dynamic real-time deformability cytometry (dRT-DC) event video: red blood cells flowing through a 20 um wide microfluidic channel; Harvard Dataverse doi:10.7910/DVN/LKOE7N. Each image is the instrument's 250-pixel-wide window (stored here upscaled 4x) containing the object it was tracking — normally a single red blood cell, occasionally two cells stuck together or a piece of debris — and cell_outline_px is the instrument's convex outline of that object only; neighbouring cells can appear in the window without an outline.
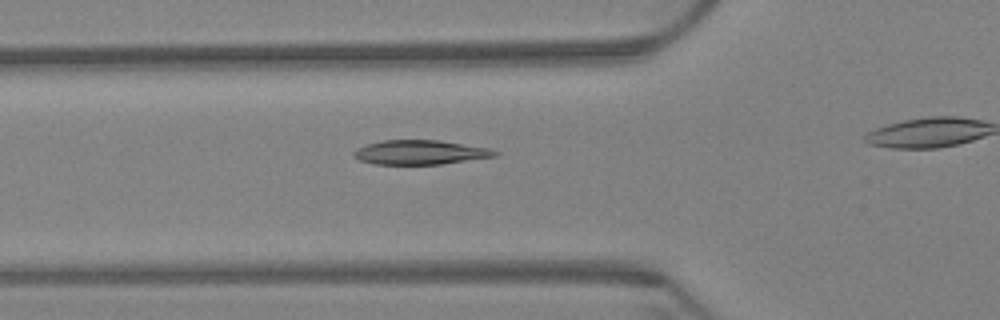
{"species": "Egyptian fruit bat (a non-hibernating species)", "species_latin": "Rousettus aegyptiacus", "temperature_condition": "warm", "stored_images_in_passage": 5, "segment_of_instrument_passage": [1, 2], "camera_frame_rate_fps": 3000, "um_per_image_px": 0.085, "animal": {"sex": "female"}, "frame": {"image": 1, "passage_image": 4, "time_ms": 1.0, "image_size_px": [1000, 320], "cell_outline_px": [[500, 152], [496, 156], [440, 164], [376, 164], [360, 160], [352, 156], [352, 152], [356, 148], [380, 140], [440, 140], [488, 148]], "centroid_in_image_um": [35.68, 12.94], "position_along_channel_um": 90.1, "area_um2": 19.94}}